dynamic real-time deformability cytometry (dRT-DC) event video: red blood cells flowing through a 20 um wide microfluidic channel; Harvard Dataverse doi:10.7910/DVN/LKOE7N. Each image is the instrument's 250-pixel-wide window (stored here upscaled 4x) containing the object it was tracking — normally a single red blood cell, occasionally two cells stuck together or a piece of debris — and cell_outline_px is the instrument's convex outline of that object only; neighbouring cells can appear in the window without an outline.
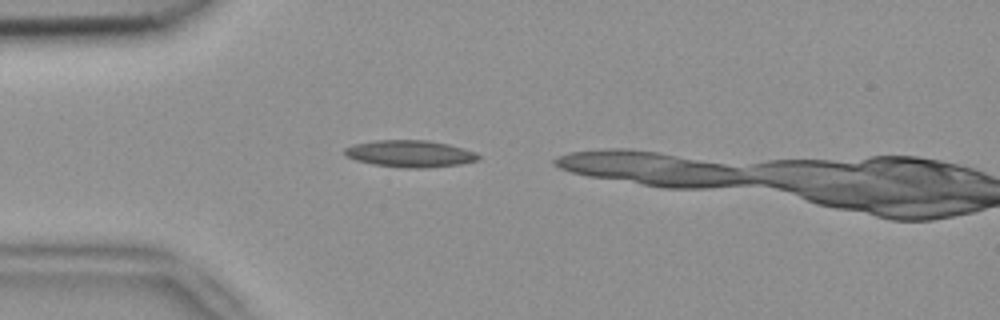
{"species": "common noctule bat (a hibernating species)", "species_latin": "Nyctalus noctula", "temperature_condition": "room temperature", "stored_images_in_passage": 2, "camera_frame_rate_fps": 3000, "um_per_image_px": 0.085, "animal": {"sex": "female", "body_mass_g": 18.4}, "frame": {"image": 1, "passage_image": 1, "time_ms": 0.0, "image_size_px": [1000, 320], "cell_outline_px": [[480, 160], [460, 164], [428, 168], [404, 168], [372, 164], [356, 160], [348, 156], [344, 152], [344, 148], [356, 144], [376, 140], [428, 140], [448, 144], [464, 148], [476, 152], [480, 156]], "centroid_in_image_um": [34.9, 13.07], "position_along_channel_um": 50.1, "area_um2": 20.98}}